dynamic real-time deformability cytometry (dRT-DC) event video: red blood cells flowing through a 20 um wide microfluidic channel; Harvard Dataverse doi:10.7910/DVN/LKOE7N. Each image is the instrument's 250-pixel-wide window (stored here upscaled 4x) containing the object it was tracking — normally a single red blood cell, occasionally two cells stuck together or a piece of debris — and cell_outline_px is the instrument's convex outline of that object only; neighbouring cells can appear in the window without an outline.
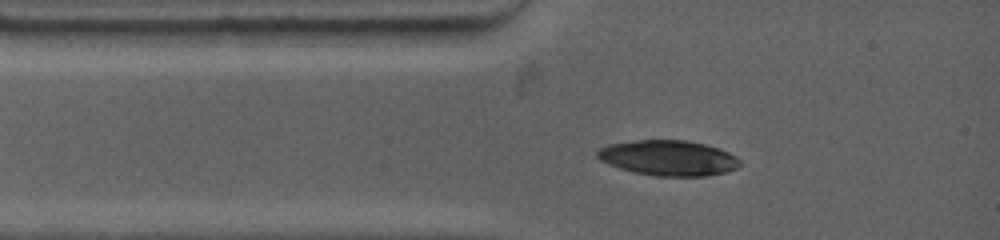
{"species": "common noctule bat (a hibernating species)", "species_latin": "Nyctalus noctula", "temperature_condition": "warm", "stored_images_in_passage": 4, "camera_frame_rate_fps": 4500, "um_per_image_px": 0.085, "animal": {"sex": "female", "body_mass_g": 19.0, "forearm_length_mm": 53.3}, "frame": {"image": 1, "passage_image": 1, "time_ms": 0.0, "image_size_px": [1000, 240], "cell_outline_px": [[740, 164], [736, 168], [728, 172], [708, 176], [656, 176], [632, 172], [608, 164], [600, 160], [596, 156], [596, 152], [600, 148], [608, 144], [636, 140], [684, 140], [704, 144], [720, 148], [736, 156], [740, 160]], "centroid_in_image_um": [56.81, 13.43], "position_along_channel_um": 28.2, "area_um2": 29.54}}
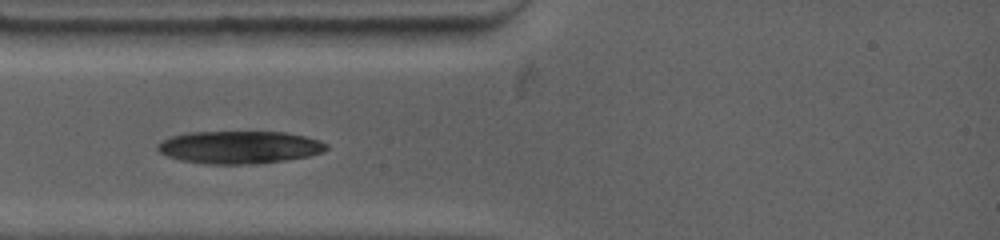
{"frame": {"image": 2, "passage_image": 2, "time_ms": 1.111, "image_size_px": [1000, 240], "cell_outline_px": [[328, 148], [324, 152], [308, 156], [284, 160], [240, 164], [204, 164], [180, 160], [168, 156], [160, 152], [156, 148], [156, 144], [172, 136], [184, 132], [284, 132], [304, 136], [320, 140], [328, 144]], "centroid_in_image_um": [20.33, 12.51], "position_along_channel_um": 64.7, "area_um2": 32.02}}
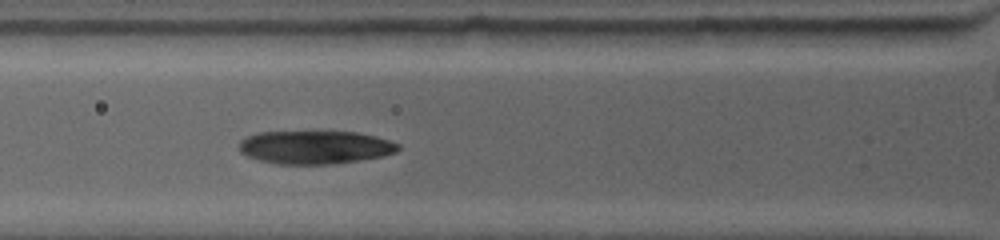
{"frame": {"image": 3, "passage_image": 3, "time_ms": 2.0, "image_size_px": [1000, 240], "cell_outline_px": [[400, 148], [396, 152], [384, 156], [360, 160], [332, 164], [276, 164], [260, 160], [248, 156], [240, 152], [240, 140], [256, 132], [356, 132], [376, 136], [400, 144]], "centroid_in_image_um": [26.8, 12.52], "position_along_channel_um": 99.0, "area_um2": 30.81}}